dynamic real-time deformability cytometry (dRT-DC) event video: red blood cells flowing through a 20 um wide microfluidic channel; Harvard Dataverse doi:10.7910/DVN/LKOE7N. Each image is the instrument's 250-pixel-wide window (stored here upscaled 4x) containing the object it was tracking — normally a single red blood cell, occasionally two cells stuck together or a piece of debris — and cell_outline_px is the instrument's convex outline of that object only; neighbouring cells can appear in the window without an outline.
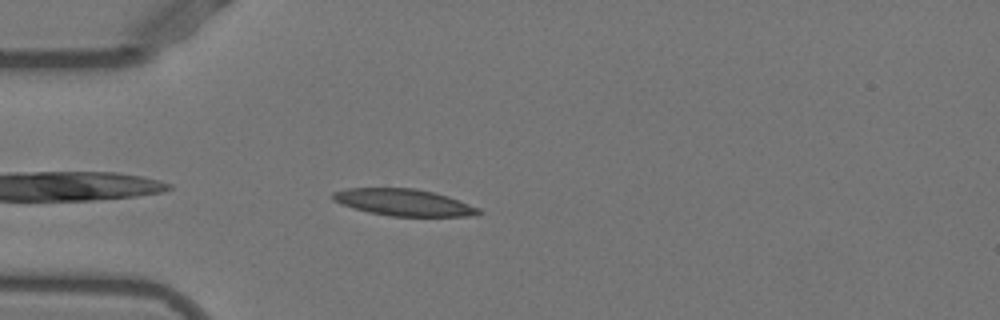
{"species": "Egyptian fruit bat (a non-hibernating species)", "species_latin": "Rousettus aegyptiacus", "temperature_condition": "warm", "stored_images_in_passage": 40, "camera_frame_rate_fps": 3000, "um_per_image_px": 0.085, "animal": {"sex": "female"}, "frame": {"image": 1, "passage_image": 3, "time_ms": 0.667, "image_size_px": [1000, 320], "cell_outline_px": [[484, 212], [468, 216], [392, 216], [368, 212], [352, 208], [340, 204], [332, 200], [332, 192], [348, 188], [416, 188], [448, 196], [480, 208]], "centroid_in_image_um": [34.29, 17.2], "position_along_channel_um": 50.7, "area_um2": 22.77}}
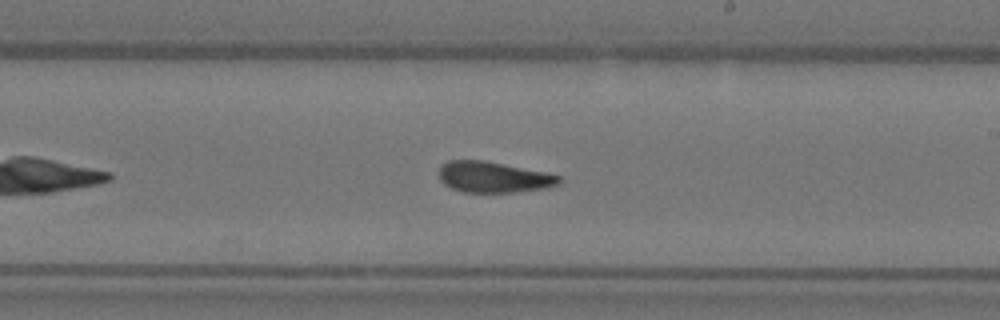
{"frame": {"image": 2, "passage_image": 19, "time_ms": 6.0, "image_size_px": [1000, 320], "cell_outline_px": [[564, 180], [560, 184], [548, 188], [512, 192], [464, 192], [452, 188], [444, 184], [440, 180], [440, 164], [448, 160], [484, 160], [548, 172], [560, 176]], "centroid_in_image_um": [41.99, 15.04], "position_along_channel_um": 247.0, "area_um2": 21.91}}
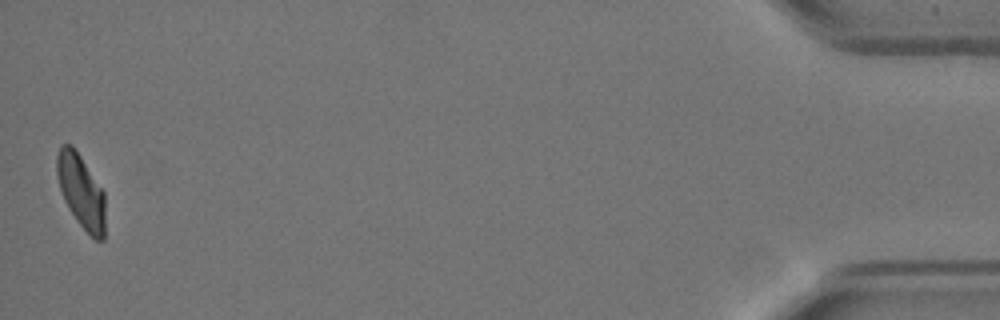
{"frame": {"image": 3, "passage_image": 40, "time_ms": 13.0, "image_size_px": [1000, 320], "cell_outline_px": [[104, 240], [96, 240], [76, 220], [68, 208], [64, 200], [56, 176], [56, 156], [60, 144], [72, 144], [104, 192]], "centroid_in_image_um": [6.86, 16.23], "position_along_channel_um": 428.3, "area_um2": 20.58}, "authors_computed_cell_mechanics": {"area_um2": 22.0218, "velocity_mm_per_s": 3.9017, "shape_relaxation_time_tau1_ms": null, "shape_relaxation_time_tau2_ms": 2.3425, "deformation_change_tau1": null, "deformation_change_tau2": 0.0909}}